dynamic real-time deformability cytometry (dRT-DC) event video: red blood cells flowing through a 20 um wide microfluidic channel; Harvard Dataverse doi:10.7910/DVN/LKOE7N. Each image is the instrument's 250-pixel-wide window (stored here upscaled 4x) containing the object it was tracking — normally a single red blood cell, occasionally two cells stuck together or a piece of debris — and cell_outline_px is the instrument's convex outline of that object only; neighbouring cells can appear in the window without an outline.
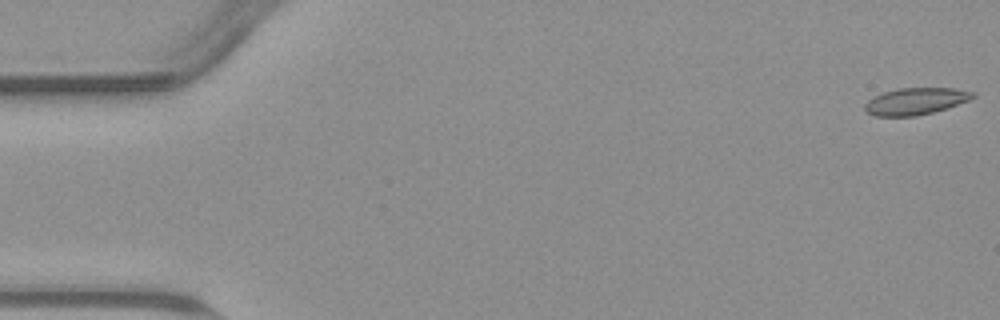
{"species": "common noctule bat (a hibernating species)", "species_latin": "Nyctalus noctula", "temperature_condition": "warm", "stored_images_in_passage": 55, "camera_frame_rate_fps": 3000, "um_per_image_px": 0.085, "animal": {"sex": "male", "body_mass_g": 23.1, "forearm_length_mm": 52.7}, "frame": {"image": 1, "passage_image": 1, "time_ms": 0.0, "image_size_px": [1000, 320], "cell_outline_px": [[976, 96], [968, 100], [932, 112], [916, 116], [876, 116], [864, 112], [864, 104], [868, 100], [884, 92], [896, 88], [956, 88], [976, 92]], "centroid_in_image_um": [77.8, 8.6], "position_along_channel_um": 7.2, "area_um2": 16.82}}
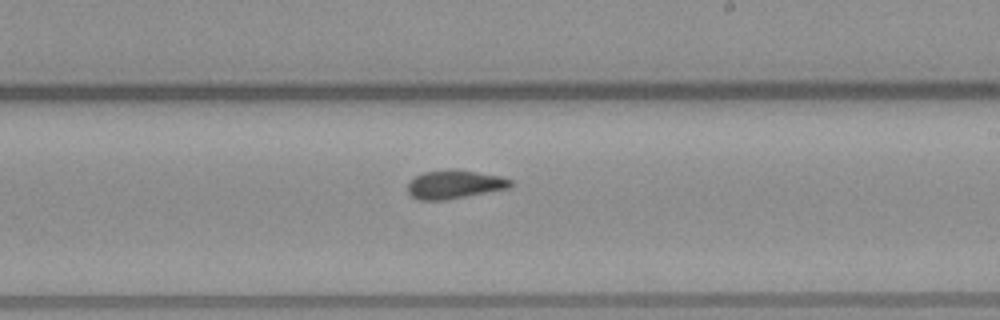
{"frame": {"image": 2, "passage_image": 32, "time_ms": 10.333, "image_size_px": [1000, 320], "cell_outline_px": [[512, 184], [508, 188], [444, 200], [420, 200], [412, 196], [408, 192], [408, 184], [416, 176], [424, 172], [476, 172], [504, 176], [512, 180]], "centroid_in_image_um": [38.66, 15.71], "position_along_channel_um": 250.3, "area_um2": 16.24}}
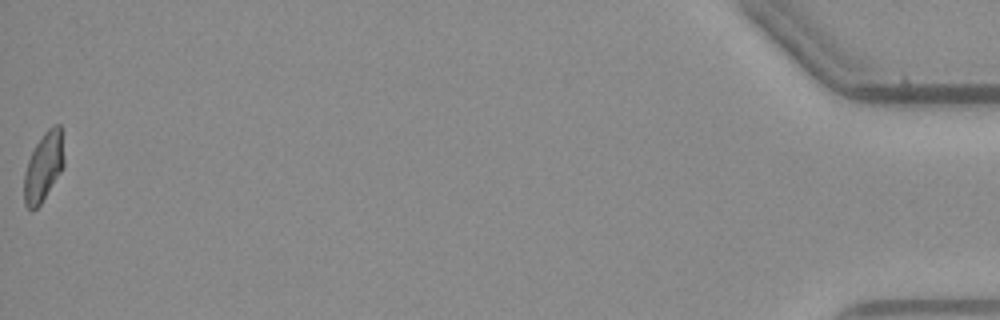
{"frame": {"image": 3, "passage_image": 55, "time_ms": 18.0, "image_size_px": [1000, 320], "cell_outline_px": [[64, 164], [60, 172], [40, 204], [32, 212], [24, 204], [24, 172], [28, 160], [36, 144], [44, 132], [52, 124], [60, 124], [64, 160]], "centroid_in_image_um": [3.68, 14.17], "position_along_channel_um": 431.5, "area_um2": 15.84}, "authors_computed_cell_mechanics": {"area_um2": 16.9932, "velocity_mm_per_s": 3.7817, "shape_relaxation_time_tau1_ms": null, "shape_relaxation_time_tau2_ms": 2.2741, "deformation_change_tau1": null, "deformation_change_tau2": 0.0662}}